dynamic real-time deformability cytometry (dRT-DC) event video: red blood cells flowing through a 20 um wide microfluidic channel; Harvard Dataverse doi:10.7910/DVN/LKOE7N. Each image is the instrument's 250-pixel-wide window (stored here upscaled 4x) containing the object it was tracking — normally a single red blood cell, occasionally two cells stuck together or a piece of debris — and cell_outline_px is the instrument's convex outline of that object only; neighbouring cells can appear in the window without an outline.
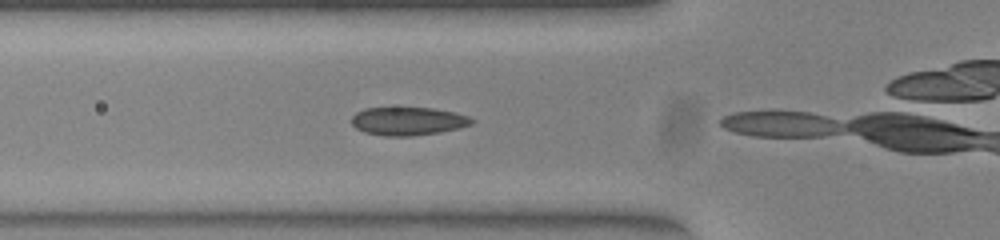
{"species": "common noctule bat (a hibernating species)", "species_latin": "Nyctalus noctula", "temperature_condition": "warm", "stored_images_in_passage": 4, "camera_frame_rate_fps": 3000, "um_per_image_px": 0.085, "animal": {"sex": "female", "body_mass_g": 23.0, "forearm_length_mm": 53.4}, "frame": {"image": 1, "passage_image": 3, "time_ms": 0.667, "image_size_px": [1000, 240], "cell_outline_px": [[476, 120], [472, 124], [440, 132], [412, 136], [384, 136], [364, 132], [356, 128], [352, 124], [352, 116], [356, 112], [364, 108], [432, 108], [456, 112], [468, 116]], "centroid_in_image_um": [34.68, 10.3], "position_along_channel_um": 91.1, "area_um2": 19.77}}